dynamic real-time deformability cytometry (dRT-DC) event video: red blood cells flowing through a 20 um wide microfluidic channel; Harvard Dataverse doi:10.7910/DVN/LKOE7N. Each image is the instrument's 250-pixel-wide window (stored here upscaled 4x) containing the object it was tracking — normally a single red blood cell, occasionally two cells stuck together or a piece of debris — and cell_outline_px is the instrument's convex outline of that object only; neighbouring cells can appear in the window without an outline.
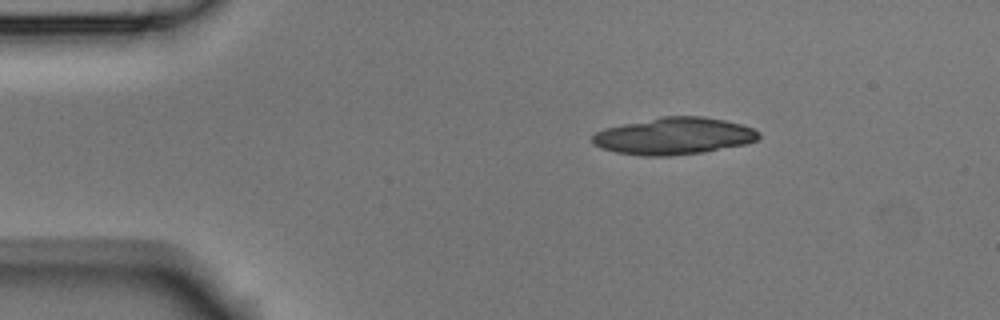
{"species": "Egyptian fruit bat (a non-hibernating species)", "species_latin": "Rousettus aegyptiacus", "temperature_condition": "room temperature", "stored_images_in_passage": 4, "camera_frame_rate_fps": 3000, "um_per_image_px": 0.085, "animal": {"sex": "male"}, "frame": {"image": 1, "passage_image": 2, "time_ms": 0.333, "image_size_px": [1000, 320], "cell_outline_px": [[760, 136], [756, 140], [744, 144], [700, 152], [668, 156], [644, 156], [616, 152], [600, 148], [592, 144], [592, 136], [596, 132], [604, 128], [660, 116], [704, 116], [724, 120], [740, 124], [752, 128], [760, 132]], "centroid_in_image_um": [57.24, 11.55], "position_along_channel_um": 27.8, "area_um2": 35.72}}